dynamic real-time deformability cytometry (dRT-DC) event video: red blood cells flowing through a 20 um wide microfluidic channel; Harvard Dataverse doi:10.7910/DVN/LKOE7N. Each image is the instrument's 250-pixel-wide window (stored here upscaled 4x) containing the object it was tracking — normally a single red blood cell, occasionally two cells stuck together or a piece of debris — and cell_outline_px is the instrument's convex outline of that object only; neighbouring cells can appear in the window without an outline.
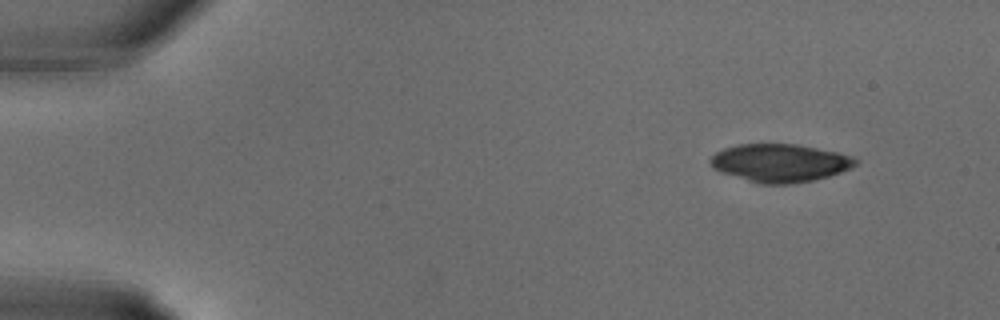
{"species": "common noctule bat (a hibernating species)", "species_latin": "Nyctalus noctula", "temperature_condition": "warm", "stored_images_in_passage": 4, "camera_frame_rate_fps": 3000, "um_per_image_px": 0.085, "animal": {"sex": "male", "body_mass_g": 18.8}, "frame": {"image": 1, "passage_image": 1, "time_ms": 0.0, "image_size_px": [1000, 320], "cell_outline_px": [[856, 164], [852, 168], [828, 176], [812, 180], [792, 184], [760, 184], [720, 172], [712, 168], [708, 160], [716, 152], [724, 148], [736, 144], [796, 144], [836, 152], [852, 156], [856, 160]], "centroid_in_image_um": [66.25, 13.85], "position_along_channel_um": 18.8, "area_um2": 32.14}}